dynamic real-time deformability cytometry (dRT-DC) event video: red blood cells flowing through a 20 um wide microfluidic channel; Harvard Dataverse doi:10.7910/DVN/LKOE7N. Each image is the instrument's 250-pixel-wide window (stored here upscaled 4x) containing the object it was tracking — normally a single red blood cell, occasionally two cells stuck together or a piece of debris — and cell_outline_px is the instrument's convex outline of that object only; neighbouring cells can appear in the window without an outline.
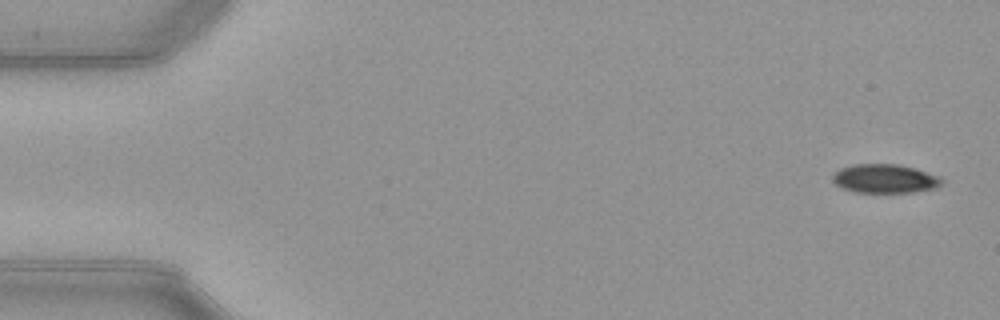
{"species": "common noctule bat (a hibernating species)", "species_latin": "Nyctalus noctula", "temperature_condition": "warm", "stored_images_in_passage": 52, "camera_frame_rate_fps": 3000, "um_per_image_px": 0.085, "animal": {"sex": "female", "body_mass_g": 21.9}, "frame": {"image": 1, "passage_image": 2, "time_ms": 0.333, "image_size_px": [1000, 320], "cell_outline_px": [[944, 184], [936, 188], [912, 192], [856, 192], [844, 188], [836, 184], [832, 180], [832, 176], [840, 168], [856, 164], [900, 164], [916, 168], [940, 176], [944, 180]], "centroid_in_image_um": [75.28, 15.18], "position_along_channel_um": 9.7, "area_um2": 18.44}}
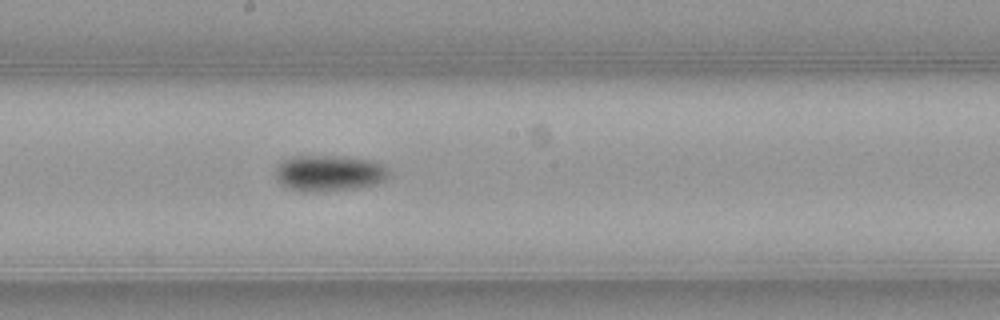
{"frame": {"image": 2, "passage_image": 28, "time_ms": 9.0, "image_size_px": [1000, 320], "cell_outline_px": [[392, 176], [376, 184], [356, 188], [324, 192], [300, 192], [288, 188], [280, 184], [276, 180], [276, 168], [284, 160], [292, 156], [344, 156], [376, 160], [384, 164], [388, 168]], "centroid_in_image_um": [28.03, 14.72], "position_along_channel_um": 220.2, "area_um2": 24.51}}
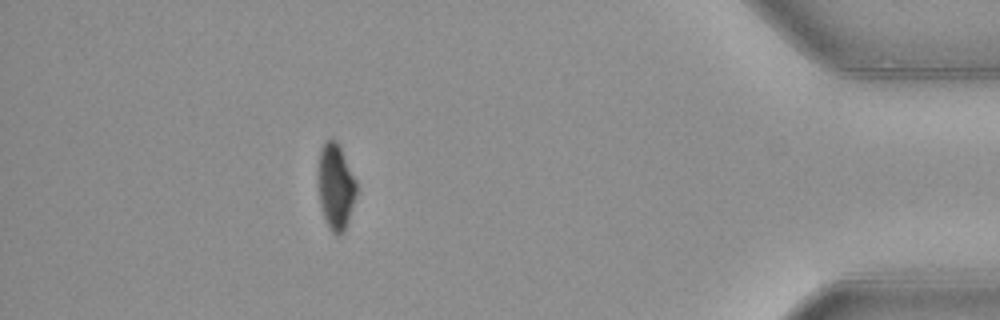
{"frame": {"image": 3, "passage_image": 46, "time_ms": 15.0, "image_size_px": [1000, 320], "cell_outline_px": [[356, 196], [344, 232], [340, 236], [336, 236], [328, 228], [320, 204], [316, 180], [320, 148], [324, 140], [332, 136], [336, 140], [356, 180]], "centroid_in_image_um": [28.49, 15.84], "position_along_channel_um": 406.7, "area_um2": 19.59}, "authors_computed_cell_mechanics": {"area_um2": 20.6057, "velocity_mm_per_s": 3.9868, "shape_relaxation_time_tau1_ms": 4.3337, "shape_relaxation_time_tau2_ms": null, "deformation_change_tau1": 0.1426, "deformation_change_tau2": null}}